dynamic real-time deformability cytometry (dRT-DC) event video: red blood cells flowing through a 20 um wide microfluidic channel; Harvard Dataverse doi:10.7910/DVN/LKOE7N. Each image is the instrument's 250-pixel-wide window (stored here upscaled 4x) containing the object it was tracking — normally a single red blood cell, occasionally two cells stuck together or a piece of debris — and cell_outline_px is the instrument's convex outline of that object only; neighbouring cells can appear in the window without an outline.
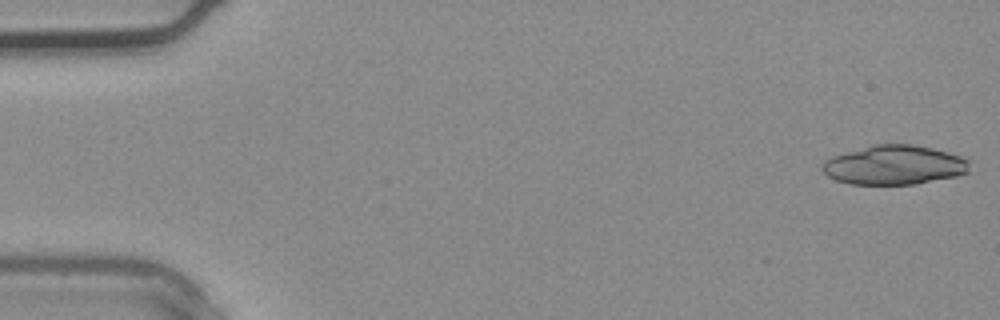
{"species": "common noctule bat (a hibernating species)", "species_latin": "Nyctalus noctula", "temperature_condition": "warm", "stored_images_in_passage": 4, "camera_frame_rate_fps": 3000, "um_per_image_px": 0.085, "animal": {"sex": "male", "body_mass_g": 20.4}, "frame": {"image": 1, "passage_image": 1, "time_ms": 0.0, "image_size_px": [1000, 320], "cell_outline_px": [[976, 160], [968, 172], [956, 176], [916, 184], [852, 184], [836, 180], [828, 176], [820, 168], [824, 160], [832, 156], [876, 144], [912, 144], [932, 148], [968, 156]], "centroid_in_image_um": [76.13, 14.02], "position_along_channel_um": 8.9, "area_um2": 34.28}}